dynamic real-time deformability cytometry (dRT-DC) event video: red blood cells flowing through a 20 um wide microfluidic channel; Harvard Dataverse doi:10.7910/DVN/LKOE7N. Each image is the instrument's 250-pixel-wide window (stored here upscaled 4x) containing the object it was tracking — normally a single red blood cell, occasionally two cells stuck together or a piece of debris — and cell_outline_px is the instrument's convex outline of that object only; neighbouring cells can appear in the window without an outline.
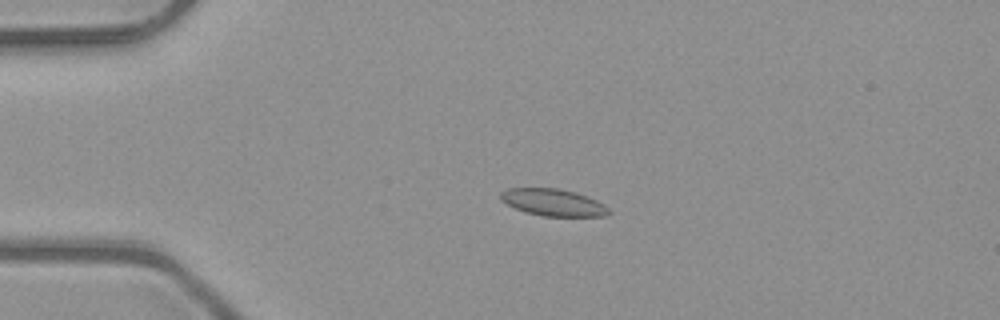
{"species": "common noctule bat (a hibernating species)", "species_latin": "Nyctalus noctula", "temperature_condition": "room temperature", "stored_images_in_passage": 4, "camera_frame_rate_fps": 3000, "um_per_image_px": 0.085, "animal": {"sex": "male", "body_mass_g": 23.1, "forearm_length_mm": 52.7}, "frame": {"image": 1, "passage_image": 3, "time_ms": 0.667, "image_size_px": [1000, 320], "cell_outline_px": [[612, 212], [604, 216], [544, 216], [524, 212], [500, 200], [500, 192], [508, 188], [560, 188], [576, 192], [588, 196], [604, 204]], "centroid_in_image_um": [47.03, 17.2], "position_along_channel_um": 38.0, "area_um2": 17.11}}